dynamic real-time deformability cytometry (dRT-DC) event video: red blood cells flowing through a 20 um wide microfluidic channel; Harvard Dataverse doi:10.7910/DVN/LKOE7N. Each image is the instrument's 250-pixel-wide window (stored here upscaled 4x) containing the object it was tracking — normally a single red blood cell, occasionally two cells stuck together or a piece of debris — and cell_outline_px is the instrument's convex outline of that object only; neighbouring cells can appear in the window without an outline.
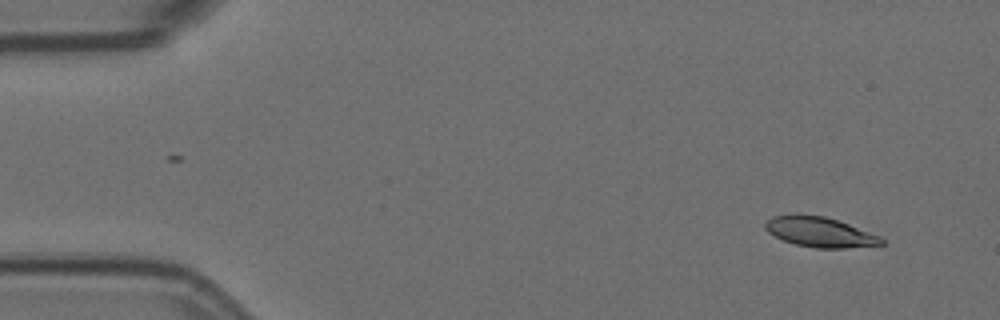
{"species": "Egyptian fruit bat (a non-hibernating species)", "species_latin": "Rousettus aegyptiacus", "temperature_condition": "room temperature", "stored_images_in_passage": 4, "camera_frame_rate_fps": 3000, "um_per_image_px": 0.085, "animal": {"sex": "female"}, "frame": {"image": 1, "passage_image": 1, "time_ms": 0.0, "image_size_px": [1000, 320], "cell_outline_px": [[884, 244], [844, 248], [816, 248], [796, 244], [784, 240], [768, 232], [764, 228], [764, 224], [772, 216], [796, 212], [824, 216], [848, 224], [880, 236], [884, 240]], "centroid_in_image_um": [69.64, 19.69], "position_along_channel_um": 15.4, "area_um2": 20.4}}
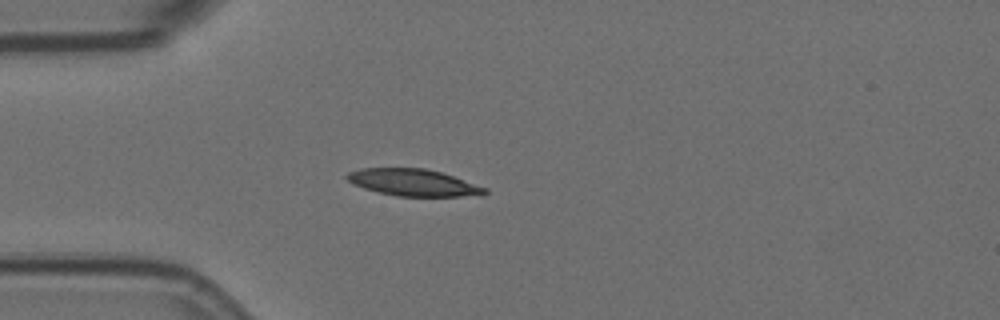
{"frame": {"image": 2, "passage_image": 4, "time_ms": 1.0, "image_size_px": [1000, 320], "cell_outline_px": [[488, 192], [480, 196], [396, 196], [364, 188], [352, 184], [344, 176], [348, 172], [360, 168], [424, 168], [440, 172], [488, 188]], "centroid_in_image_um": [35.13, 15.52], "position_along_channel_um": 49.9, "area_um2": 21.56}}